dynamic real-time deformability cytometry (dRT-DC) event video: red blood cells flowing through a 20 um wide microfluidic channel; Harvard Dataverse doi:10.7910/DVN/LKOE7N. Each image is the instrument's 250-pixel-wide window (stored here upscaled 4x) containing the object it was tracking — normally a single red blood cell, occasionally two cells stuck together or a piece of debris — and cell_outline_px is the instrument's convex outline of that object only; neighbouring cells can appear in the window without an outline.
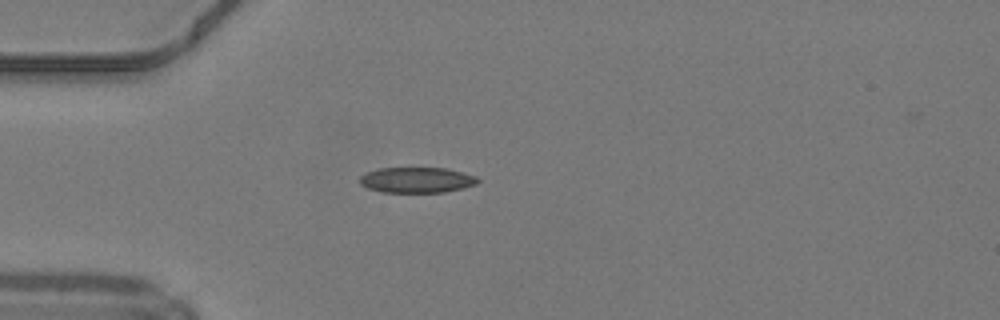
{"species": "common noctule bat (a hibernating species)", "species_latin": "Nyctalus noctula", "temperature_condition": "warm", "stored_images_in_passage": 15, "camera_frame_rate_fps": 3000, "um_per_image_px": 0.085, "animal": {"sex": "male", "body_mass_g": 19.2, "forearm_length_mm": 51.8}, "frame": {"image": 1, "passage_image": 1, "time_ms": 0.0, "image_size_px": [1000, 320], "cell_outline_px": [[480, 180], [476, 184], [444, 192], [380, 192], [368, 188], [360, 184], [360, 176], [368, 172], [380, 168], [448, 168], [476, 176]], "centroid_in_image_um": [35.42, 15.29], "position_along_channel_um": 49.6, "area_um2": 17.46}}
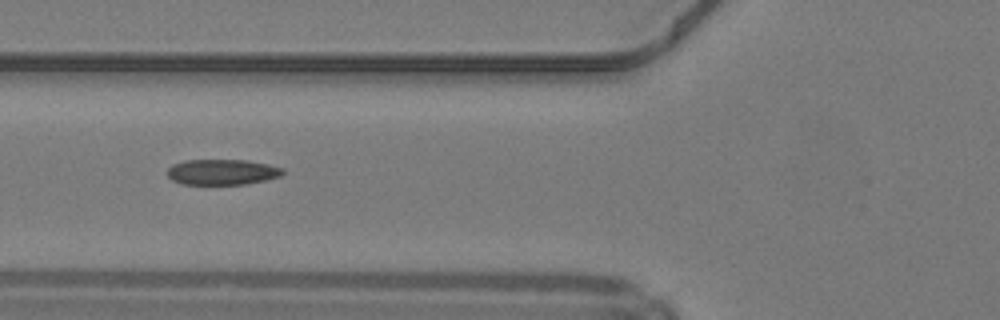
{"frame": {"image": 2, "passage_image": 6, "time_ms": 1.667, "image_size_px": [1000, 320], "cell_outline_px": [[284, 172], [280, 176], [264, 180], [244, 184], [180, 184], [172, 180], [168, 176], [168, 168], [172, 164], [184, 160], [248, 160], [268, 164], [284, 168]], "centroid_in_image_um": [18.87, 14.61], "position_along_channel_um": 106.9, "area_um2": 17.22}}
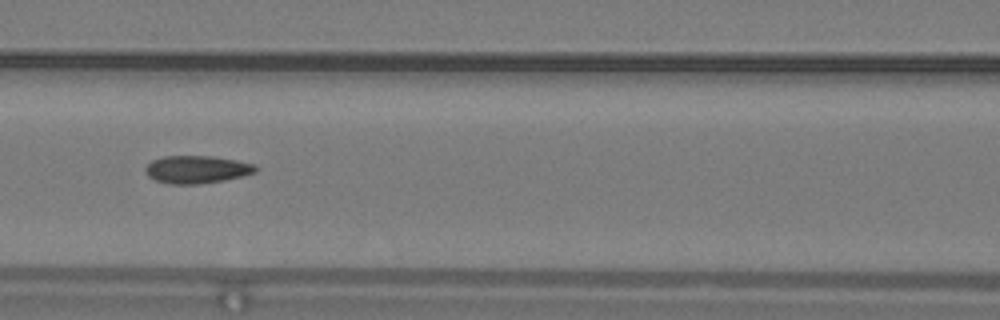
{"frame": {"image": 3, "passage_image": 9, "time_ms": 2.667, "image_size_px": [1000, 320], "cell_outline_px": [[260, 168], [256, 172], [224, 180], [200, 184], [168, 184], [156, 180], [148, 176], [144, 172], [144, 168], [152, 160], [164, 156], [212, 156], [236, 160], [256, 164]], "centroid_in_image_um": [16.73, 14.4], "position_along_channel_um": 149.9, "area_um2": 17.92}}